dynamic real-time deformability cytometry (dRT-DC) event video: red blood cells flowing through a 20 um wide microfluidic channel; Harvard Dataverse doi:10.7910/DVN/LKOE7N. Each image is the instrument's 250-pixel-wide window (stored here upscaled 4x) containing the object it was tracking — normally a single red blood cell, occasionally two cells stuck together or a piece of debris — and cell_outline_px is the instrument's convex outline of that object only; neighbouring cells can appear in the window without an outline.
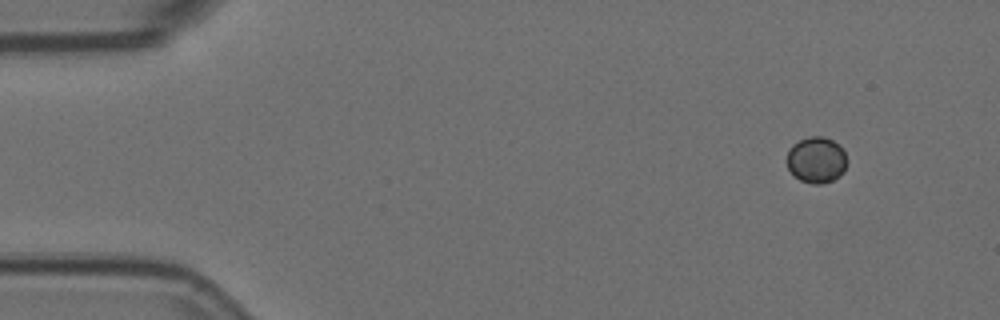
{"species": "Egyptian fruit bat (a non-hibernating species)", "species_latin": "Rousettus aegyptiacus", "temperature_condition": "room temperature", "stored_images_in_passage": 4, "camera_frame_rate_fps": 3000, "um_per_image_px": 0.085, "animal": {"sex": "female"}, "frame": {"image": 1, "passage_image": 1, "time_ms": 0.0, "image_size_px": [1000, 320], "cell_outline_px": [[848, 160], [844, 172], [840, 176], [832, 180], [820, 184], [812, 184], [800, 180], [788, 168], [788, 148], [792, 144], [808, 136], [824, 136], [840, 144]], "centroid_in_image_um": [69.42, 13.58], "position_along_channel_um": 15.6, "area_um2": 16.3}}
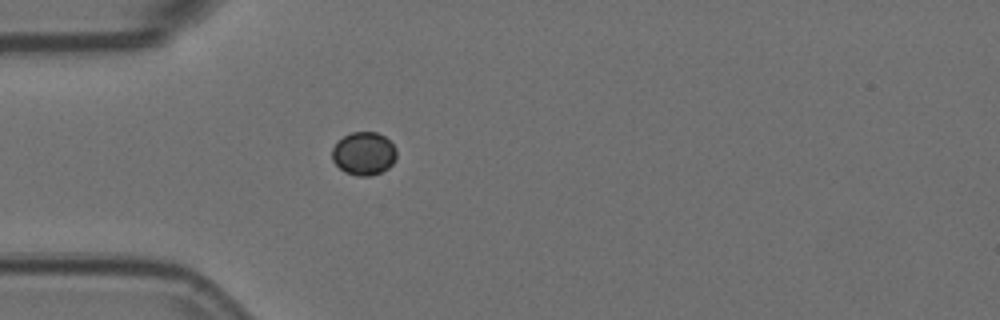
{"frame": {"image": 2, "passage_image": 4, "time_ms": 1.0, "image_size_px": [1000, 320], "cell_outline_px": [[396, 160], [388, 168], [372, 176], [356, 176], [344, 172], [332, 160], [332, 148], [336, 140], [352, 132], [376, 132], [384, 136], [396, 148]], "centroid_in_image_um": [30.91, 13.06], "position_along_channel_um": 54.1, "area_um2": 16.36}}